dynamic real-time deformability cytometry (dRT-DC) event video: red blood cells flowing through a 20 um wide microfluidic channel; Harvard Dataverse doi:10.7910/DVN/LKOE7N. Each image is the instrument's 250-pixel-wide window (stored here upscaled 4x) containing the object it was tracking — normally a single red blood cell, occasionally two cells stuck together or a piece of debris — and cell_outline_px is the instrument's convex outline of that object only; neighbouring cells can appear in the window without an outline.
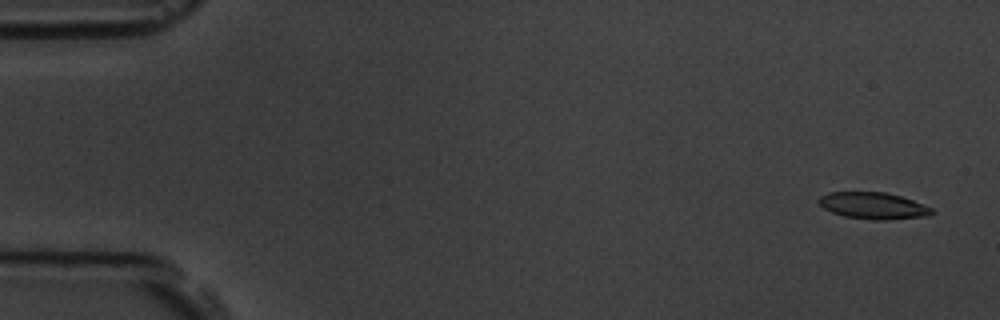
{"species": "common noctule bat (a hibernating species)", "species_latin": "Nyctalus noctula", "temperature_condition": "room temperature", "stored_images_in_passage": 5, "camera_frame_rate_fps": 3000, "um_per_image_px": 0.085, "animal": {"sex": "male", "body_mass_g": 19.5, "forearm_length_mm": 54.6}, "frame": {"image": 1, "passage_image": 1, "time_ms": 0.0, "image_size_px": [1000, 320], "cell_outline_px": [[936, 212], [928, 216], [888, 220], [872, 220], [844, 216], [832, 212], [824, 208], [816, 200], [820, 196], [828, 192], [884, 192], [900, 196], [912, 200], [932, 208]], "centroid_in_image_um": [74.23, 17.49], "position_along_channel_um": 10.8, "area_um2": 17.63}}
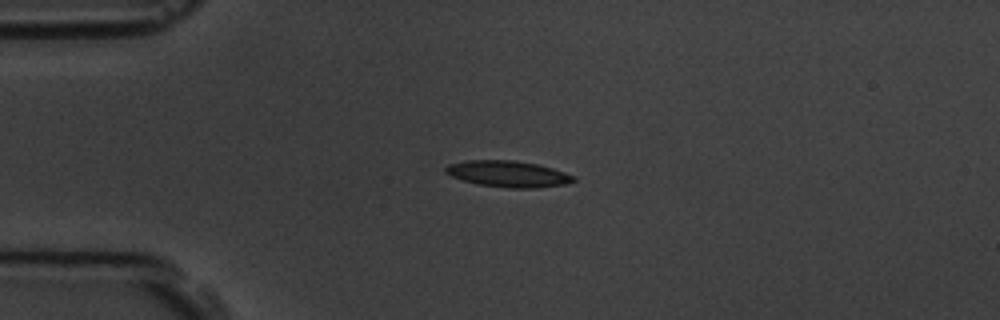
{"frame": {"image": 2, "passage_image": 4, "time_ms": 3.667, "image_size_px": [1000, 320], "cell_outline_px": [[576, 180], [564, 184], [536, 188], [508, 188], [476, 184], [452, 176], [444, 172], [444, 168], [448, 164], [468, 160], [516, 160], [536, 164], [552, 168], [576, 176]], "centroid_in_image_um": [43.18, 14.78], "position_along_channel_um": 41.8, "area_um2": 19.59}}